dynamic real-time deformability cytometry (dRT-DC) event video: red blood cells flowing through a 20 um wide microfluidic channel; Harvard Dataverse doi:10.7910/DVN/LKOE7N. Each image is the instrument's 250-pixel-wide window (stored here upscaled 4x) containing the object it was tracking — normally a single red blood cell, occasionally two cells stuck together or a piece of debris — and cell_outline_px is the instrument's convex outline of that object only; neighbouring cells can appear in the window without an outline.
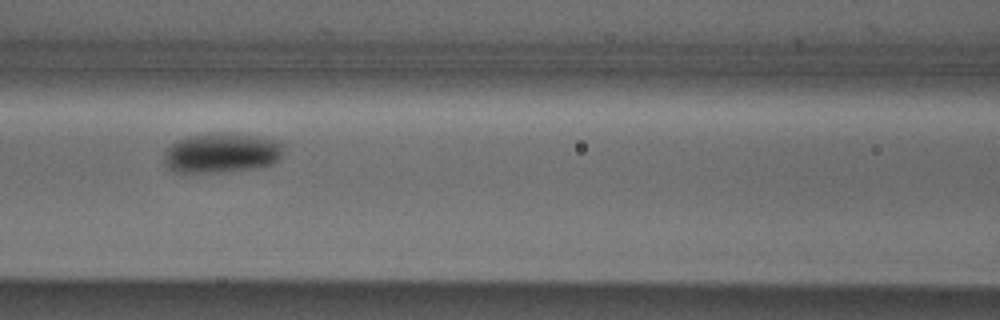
{"species": "Egyptian fruit bat (a non-hibernating species)", "species_latin": "Rousettus aegyptiacus", "temperature_condition": "cold", "stored_images_in_passage": 10, "camera_frame_rate_fps": 3000, "um_per_image_px": 0.085, "animal": {"sex": "male"}, "frame": {"image": 1, "passage_image": 9, "time_ms": 9.333, "image_size_px": [1000, 320], "cell_outline_px": [[284, 152], [272, 164], [256, 168], [212, 172], [176, 172], [168, 168], [164, 164], [164, 152], [176, 140], [188, 136], [212, 132], [228, 132], [260, 136], [272, 140], [280, 144]], "centroid_in_image_um": [18.79, 12.98], "position_along_channel_um": 147.8, "area_um2": 27.74}}
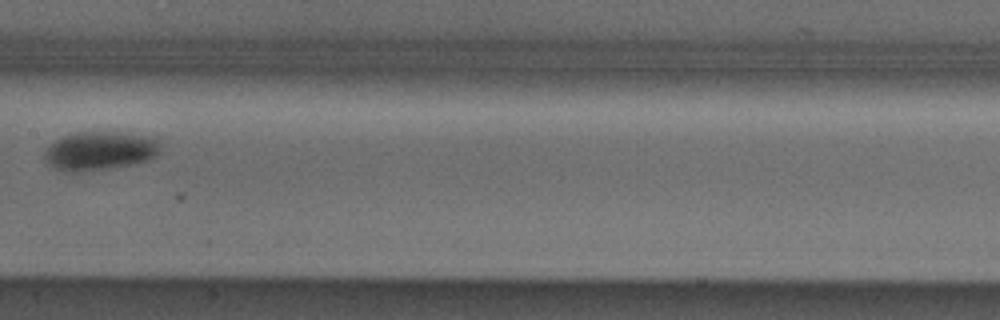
{"frame": {"image": 2, "passage_image": 10, "time_ms": 10.667, "image_size_px": [1000, 320], "cell_outline_px": [[160, 152], [156, 156], [148, 160], [132, 164], [76, 172], [72, 172], [56, 168], [48, 164], [44, 160], [44, 148], [48, 144], [64, 136], [76, 132], [128, 132], [160, 136]], "centroid_in_image_um": [8.55, 12.78], "position_along_channel_um": 198.9, "area_um2": 26.59}}